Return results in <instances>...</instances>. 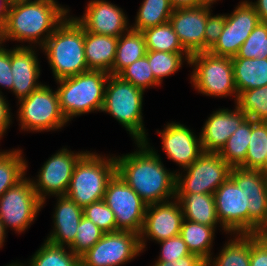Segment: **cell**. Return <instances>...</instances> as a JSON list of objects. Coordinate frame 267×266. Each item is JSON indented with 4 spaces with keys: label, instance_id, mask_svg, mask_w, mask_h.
<instances>
[{
    "label": "cell",
    "instance_id": "1f68e13d",
    "mask_svg": "<svg viewBox=\"0 0 267 266\" xmlns=\"http://www.w3.org/2000/svg\"><path fill=\"white\" fill-rule=\"evenodd\" d=\"M21 149L0 150V197L25 176L28 163Z\"/></svg>",
    "mask_w": 267,
    "mask_h": 266
},
{
    "label": "cell",
    "instance_id": "74e56055",
    "mask_svg": "<svg viewBox=\"0 0 267 266\" xmlns=\"http://www.w3.org/2000/svg\"><path fill=\"white\" fill-rule=\"evenodd\" d=\"M117 76L144 91L161 85L155 79L146 55L124 68Z\"/></svg>",
    "mask_w": 267,
    "mask_h": 266
},
{
    "label": "cell",
    "instance_id": "8992f818",
    "mask_svg": "<svg viewBox=\"0 0 267 266\" xmlns=\"http://www.w3.org/2000/svg\"><path fill=\"white\" fill-rule=\"evenodd\" d=\"M144 92L117 75H109L105 86L101 112L114 117L129 132L134 142L149 139L142 113Z\"/></svg>",
    "mask_w": 267,
    "mask_h": 266
},
{
    "label": "cell",
    "instance_id": "f35d334b",
    "mask_svg": "<svg viewBox=\"0 0 267 266\" xmlns=\"http://www.w3.org/2000/svg\"><path fill=\"white\" fill-rule=\"evenodd\" d=\"M232 58H267V23L259 22Z\"/></svg>",
    "mask_w": 267,
    "mask_h": 266
},
{
    "label": "cell",
    "instance_id": "d6a6232c",
    "mask_svg": "<svg viewBox=\"0 0 267 266\" xmlns=\"http://www.w3.org/2000/svg\"><path fill=\"white\" fill-rule=\"evenodd\" d=\"M173 12L169 0H143L131 25V30L143 31L169 22Z\"/></svg>",
    "mask_w": 267,
    "mask_h": 266
},
{
    "label": "cell",
    "instance_id": "9a60e30c",
    "mask_svg": "<svg viewBox=\"0 0 267 266\" xmlns=\"http://www.w3.org/2000/svg\"><path fill=\"white\" fill-rule=\"evenodd\" d=\"M259 22L258 14L249 1H240L231 14H226L224 29L208 52L215 56L235 57Z\"/></svg>",
    "mask_w": 267,
    "mask_h": 266
},
{
    "label": "cell",
    "instance_id": "ffe728a7",
    "mask_svg": "<svg viewBox=\"0 0 267 266\" xmlns=\"http://www.w3.org/2000/svg\"><path fill=\"white\" fill-rule=\"evenodd\" d=\"M208 17V5L173 9L169 19L182 46L191 56L204 52V34Z\"/></svg>",
    "mask_w": 267,
    "mask_h": 266
},
{
    "label": "cell",
    "instance_id": "6da1fadb",
    "mask_svg": "<svg viewBox=\"0 0 267 266\" xmlns=\"http://www.w3.org/2000/svg\"><path fill=\"white\" fill-rule=\"evenodd\" d=\"M134 143L136 151L115 155L116 173L147 205L175 199L176 170L169 171L164 166L148 139Z\"/></svg>",
    "mask_w": 267,
    "mask_h": 266
},
{
    "label": "cell",
    "instance_id": "277c9868",
    "mask_svg": "<svg viewBox=\"0 0 267 266\" xmlns=\"http://www.w3.org/2000/svg\"><path fill=\"white\" fill-rule=\"evenodd\" d=\"M109 75L103 71L89 70L56 80L60 108L68 122L73 117L102 111Z\"/></svg>",
    "mask_w": 267,
    "mask_h": 266
},
{
    "label": "cell",
    "instance_id": "9c48e42d",
    "mask_svg": "<svg viewBox=\"0 0 267 266\" xmlns=\"http://www.w3.org/2000/svg\"><path fill=\"white\" fill-rule=\"evenodd\" d=\"M29 177H24L0 197V221L5 229L24 233L36 220L42 209Z\"/></svg>",
    "mask_w": 267,
    "mask_h": 266
},
{
    "label": "cell",
    "instance_id": "44dd1931",
    "mask_svg": "<svg viewBox=\"0 0 267 266\" xmlns=\"http://www.w3.org/2000/svg\"><path fill=\"white\" fill-rule=\"evenodd\" d=\"M235 109L219 108L205 121L199 133L205 153H219L227 139L240 127L248 116L235 104Z\"/></svg>",
    "mask_w": 267,
    "mask_h": 266
},
{
    "label": "cell",
    "instance_id": "30bf717a",
    "mask_svg": "<svg viewBox=\"0 0 267 266\" xmlns=\"http://www.w3.org/2000/svg\"><path fill=\"white\" fill-rule=\"evenodd\" d=\"M230 170L231 167L218 153L203 152L181 173L176 171V193L214 195L216 189L229 177Z\"/></svg>",
    "mask_w": 267,
    "mask_h": 266
},
{
    "label": "cell",
    "instance_id": "603a6c76",
    "mask_svg": "<svg viewBox=\"0 0 267 266\" xmlns=\"http://www.w3.org/2000/svg\"><path fill=\"white\" fill-rule=\"evenodd\" d=\"M56 206L53 212V230L45 240L69 247L75 240L77 228L83 217V208L67 196H56Z\"/></svg>",
    "mask_w": 267,
    "mask_h": 266
},
{
    "label": "cell",
    "instance_id": "b9f144b4",
    "mask_svg": "<svg viewBox=\"0 0 267 266\" xmlns=\"http://www.w3.org/2000/svg\"><path fill=\"white\" fill-rule=\"evenodd\" d=\"M213 6L208 5V17L204 34V52H208L219 39L226 21V14H216L213 16ZM211 9V10H210Z\"/></svg>",
    "mask_w": 267,
    "mask_h": 266
},
{
    "label": "cell",
    "instance_id": "f6af8a7d",
    "mask_svg": "<svg viewBox=\"0 0 267 266\" xmlns=\"http://www.w3.org/2000/svg\"><path fill=\"white\" fill-rule=\"evenodd\" d=\"M0 87L12 92L13 75L11 72V49L0 48ZM2 89L0 88V93Z\"/></svg>",
    "mask_w": 267,
    "mask_h": 266
},
{
    "label": "cell",
    "instance_id": "2e32d148",
    "mask_svg": "<svg viewBox=\"0 0 267 266\" xmlns=\"http://www.w3.org/2000/svg\"><path fill=\"white\" fill-rule=\"evenodd\" d=\"M184 215L176 199L150 204L146 207L144 224L139 235L142 252L147 248V240L160 242L180 235Z\"/></svg>",
    "mask_w": 267,
    "mask_h": 266
},
{
    "label": "cell",
    "instance_id": "7a4b0ae2",
    "mask_svg": "<svg viewBox=\"0 0 267 266\" xmlns=\"http://www.w3.org/2000/svg\"><path fill=\"white\" fill-rule=\"evenodd\" d=\"M70 9L56 0H19L11 2L2 27L3 41L29 42L40 48L70 14Z\"/></svg>",
    "mask_w": 267,
    "mask_h": 266
},
{
    "label": "cell",
    "instance_id": "4dcf8cb0",
    "mask_svg": "<svg viewBox=\"0 0 267 266\" xmlns=\"http://www.w3.org/2000/svg\"><path fill=\"white\" fill-rule=\"evenodd\" d=\"M252 134V119H247L227 139L226 144L218 153L220 157L231 167L245 168V159Z\"/></svg>",
    "mask_w": 267,
    "mask_h": 266
},
{
    "label": "cell",
    "instance_id": "83f0119b",
    "mask_svg": "<svg viewBox=\"0 0 267 266\" xmlns=\"http://www.w3.org/2000/svg\"><path fill=\"white\" fill-rule=\"evenodd\" d=\"M230 239L216 256L210 257L206 266H249L250 234H229ZM232 236V237H231Z\"/></svg>",
    "mask_w": 267,
    "mask_h": 266
},
{
    "label": "cell",
    "instance_id": "c3c4849f",
    "mask_svg": "<svg viewBox=\"0 0 267 266\" xmlns=\"http://www.w3.org/2000/svg\"><path fill=\"white\" fill-rule=\"evenodd\" d=\"M248 1L256 10L260 21L267 23V0Z\"/></svg>",
    "mask_w": 267,
    "mask_h": 266
},
{
    "label": "cell",
    "instance_id": "4316f807",
    "mask_svg": "<svg viewBox=\"0 0 267 266\" xmlns=\"http://www.w3.org/2000/svg\"><path fill=\"white\" fill-rule=\"evenodd\" d=\"M217 226H207L184 219L180 236L190 253L200 256L206 262L212 257L213 241Z\"/></svg>",
    "mask_w": 267,
    "mask_h": 266
},
{
    "label": "cell",
    "instance_id": "7c38bea8",
    "mask_svg": "<svg viewBox=\"0 0 267 266\" xmlns=\"http://www.w3.org/2000/svg\"><path fill=\"white\" fill-rule=\"evenodd\" d=\"M74 152L65 147L59 149L44 162L36 180L30 178L37 197L42 201V207L47 202V196H65L75 165L87 150Z\"/></svg>",
    "mask_w": 267,
    "mask_h": 266
},
{
    "label": "cell",
    "instance_id": "ba28073f",
    "mask_svg": "<svg viewBox=\"0 0 267 266\" xmlns=\"http://www.w3.org/2000/svg\"><path fill=\"white\" fill-rule=\"evenodd\" d=\"M17 103V118L22 131H57L69 123L61 111L57 90H52L49 85L42 84Z\"/></svg>",
    "mask_w": 267,
    "mask_h": 266
},
{
    "label": "cell",
    "instance_id": "3957f363",
    "mask_svg": "<svg viewBox=\"0 0 267 266\" xmlns=\"http://www.w3.org/2000/svg\"><path fill=\"white\" fill-rule=\"evenodd\" d=\"M56 80L89 71L84 53V28L70 14L40 48Z\"/></svg>",
    "mask_w": 267,
    "mask_h": 266
},
{
    "label": "cell",
    "instance_id": "ac0fdd59",
    "mask_svg": "<svg viewBox=\"0 0 267 266\" xmlns=\"http://www.w3.org/2000/svg\"><path fill=\"white\" fill-rule=\"evenodd\" d=\"M83 15L74 19L88 32L119 37L131 29L122 8L106 0H91Z\"/></svg>",
    "mask_w": 267,
    "mask_h": 266
},
{
    "label": "cell",
    "instance_id": "52a82bcc",
    "mask_svg": "<svg viewBox=\"0 0 267 266\" xmlns=\"http://www.w3.org/2000/svg\"><path fill=\"white\" fill-rule=\"evenodd\" d=\"M189 66L193 69L190 83L198 93L214 98L234 96L236 104L238 93L230 57L200 52L190 56Z\"/></svg>",
    "mask_w": 267,
    "mask_h": 266
},
{
    "label": "cell",
    "instance_id": "5bb4252c",
    "mask_svg": "<svg viewBox=\"0 0 267 266\" xmlns=\"http://www.w3.org/2000/svg\"><path fill=\"white\" fill-rule=\"evenodd\" d=\"M229 177L246 193L248 206V234L267 232V172L231 168Z\"/></svg>",
    "mask_w": 267,
    "mask_h": 266
},
{
    "label": "cell",
    "instance_id": "f546056e",
    "mask_svg": "<svg viewBox=\"0 0 267 266\" xmlns=\"http://www.w3.org/2000/svg\"><path fill=\"white\" fill-rule=\"evenodd\" d=\"M17 263L19 266H81V259L68 247L58 246L44 240L27 263Z\"/></svg>",
    "mask_w": 267,
    "mask_h": 266
},
{
    "label": "cell",
    "instance_id": "cb8c5ba5",
    "mask_svg": "<svg viewBox=\"0 0 267 266\" xmlns=\"http://www.w3.org/2000/svg\"><path fill=\"white\" fill-rule=\"evenodd\" d=\"M118 37L90 33L84 29V53L89 70L112 75Z\"/></svg>",
    "mask_w": 267,
    "mask_h": 266
},
{
    "label": "cell",
    "instance_id": "f1b7e54d",
    "mask_svg": "<svg viewBox=\"0 0 267 266\" xmlns=\"http://www.w3.org/2000/svg\"><path fill=\"white\" fill-rule=\"evenodd\" d=\"M147 53L144 36L141 32L129 30L118 37L112 75H118L124 68Z\"/></svg>",
    "mask_w": 267,
    "mask_h": 266
},
{
    "label": "cell",
    "instance_id": "5b68a950",
    "mask_svg": "<svg viewBox=\"0 0 267 266\" xmlns=\"http://www.w3.org/2000/svg\"><path fill=\"white\" fill-rule=\"evenodd\" d=\"M115 174V156L87 151L75 165L65 196L82 208L103 200L108 182Z\"/></svg>",
    "mask_w": 267,
    "mask_h": 266
},
{
    "label": "cell",
    "instance_id": "7dc6e473",
    "mask_svg": "<svg viewBox=\"0 0 267 266\" xmlns=\"http://www.w3.org/2000/svg\"><path fill=\"white\" fill-rule=\"evenodd\" d=\"M9 103L3 93H0V138L2 139L7 129L12 124V113Z\"/></svg>",
    "mask_w": 267,
    "mask_h": 266
},
{
    "label": "cell",
    "instance_id": "d6986e66",
    "mask_svg": "<svg viewBox=\"0 0 267 266\" xmlns=\"http://www.w3.org/2000/svg\"><path fill=\"white\" fill-rule=\"evenodd\" d=\"M156 131L161 136L162 150L181 170L189 167L203 153L200 136L184 124L172 121L163 130Z\"/></svg>",
    "mask_w": 267,
    "mask_h": 266
},
{
    "label": "cell",
    "instance_id": "f907efd6",
    "mask_svg": "<svg viewBox=\"0 0 267 266\" xmlns=\"http://www.w3.org/2000/svg\"><path fill=\"white\" fill-rule=\"evenodd\" d=\"M10 4V0H0V27H3L6 23Z\"/></svg>",
    "mask_w": 267,
    "mask_h": 266
},
{
    "label": "cell",
    "instance_id": "816d5d0a",
    "mask_svg": "<svg viewBox=\"0 0 267 266\" xmlns=\"http://www.w3.org/2000/svg\"><path fill=\"white\" fill-rule=\"evenodd\" d=\"M6 233L7 231H5L2 222L0 221V248H2L5 243Z\"/></svg>",
    "mask_w": 267,
    "mask_h": 266
},
{
    "label": "cell",
    "instance_id": "db71d44e",
    "mask_svg": "<svg viewBox=\"0 0 267 266\" xmlns=\"http://www.w3.org/2000/svg\"><path fill=\"white\" fill-rule=\"evenodd\" d=\"M4 45L3 41V32H2V27H0V48H2Z\"/></svg>",
    "mask_w": 267,
    "mask_h": 266
},
{
    "label": "cell",
    "instance_id": "8fae6325",
    "mask_svg": "<svg viewBox=\"0 0 267 266\" xmlns=\"http://www.w3.org/2000/svg\"><path fill=\"white\" fill-rule=\"evenodd\" d=\"M103 200L115 215L116 231L140 235L147 204L117 173L108 182Z\"/></svg>",
    "mask_w": 267,
    "mask_h": 266
},
{
    "label": "cell",
    "instance_id": "8d00e7d4",
    "mask_svg": "<svg viewBox=\"0 0 267 266\" xmlns=\"http://www.w3.org/2000/svg\"><path fill=\"white\" fill-rule=\"evenodd\" d=\"M236 105L248 119L267 122V85L241 92Z\"/></svg>",
    "mask_w": 267,
    "mask_h": 266
},
{
    "label": "cell",
    "instance_id": "d4e9b609",
    "mask_svg": "<svg viewBox=\"0 0 267 266\" xmlns=\"http://www.w3.org/2000/svg\"><path fill=\"white\" fill-rule=\"evenodd\" d=\"M182 209L184 219L204 224L217 226L229 234L218 221L215 198L212 194L202 193H176L175 198Z\"/></svg>",
    "mask_w": 267,
    "mask_h": 266
},
{
    "label": "cell",
    "instance_id": "60d3db41",
    "mask_svg": "<svg viewBox=\"0 0 267 266\" xmlns=\"http://www.w3.org/2000/svg\"><path fill=\"white\" fill-rule=\"evenodd\" d=\"M83 216L91 220L104 233L116 231L115 215L104 200L85 206L83 208Z\"/></svg>",
    "mask_w": 267,
    "mask_h": 266
},
{
    "label": "cell",
    "instance_id": "ee69618b",
    "mask_svg": "<svg viewBox=\"0 0 267 266\" xmlns=\"http://www.w3.org/2000/svg\"><path fill=\"white\" fill-rule=\"evenodd\" d=\"M249 266H267V235L250 234Z\"/></svg>",
    "mask_w": 267,
    "mask_h": 266
},
{
    "label": "cell",
    "instance_id": "d590c367",
    "mask_svg": "<svg viewBox=\"0 0 267 266\" xmlns=\"http://www.w3.org/2000/svg\"><path fill=\"white\" fill-rule=\"evenodd\" d=\"M146 56L155 79L162 84L163 79L180 70L183 63L190 61L188 53H168L163 51H147Z\"/></svg>",
    "mask_w": 267,
    "mask_h": 266
},
{
    "label": "cell",
    "instance_id": "7bdbcfd3",
    "mask_svg": "<svg viewBox=\"0 0 267 266\" xmlns=\"http://www.w3.org/2000/svg\"><path fill=\"white\" fill-rule=\"evenodd\" d=\"M161 252L156 261L173 262L177 258L191 254L180 235L157 242Z\"/></svg>",
    "mask_w": 267,
    "mask_h": 266
},
{
    "label": "cell",
    "instance_id": "e575fe53",
    "mask_svg": "<svg viewBox=\"0 0 267 266\" xmlns=\"http://www.w3.org/2000/svg\"><path fill=\"white\" fill-rule=\"evenodd\" d=\"M245 159V169L266 172L267 122L252 119V134Z\"/></svg>",
    "mask_w": 267,
    "mask_h": 266
},
{
    "label": "cell",
    "instance_id": "836d02e7",
    "mask_svg": "<svg viewBox=\"0 0 267 266\" xmlns=\"http://www.w3.org/2000/svg\"><path fill=\"white\" fill-rule=\"evenodd\" d=\"M141 33L144 36L147 51L187 53L170 22L147 28Z\"/></svg>",
    "mask_w": 267,
    "mask_h": 266
},
{
    "label": "cell",
    "instance_id": "f5cc1de1",
    "mask_svg": "<svg viewBox=\"0 0 267 266\" xmlns=\"http://www.w3.org/2000/svg\"><path fill=\"white\" fill-rule=\"evenodd\" d=\"M217 1H219V0H201V3L203 5L213 6V4L217 3Z\"/></svg>",
    "mask_w": 267,
    "mask_h": 266
},
{
    "label": "cell",
    "instance_id": "bcb514c9",
    "mask_svg": "<svg viewBox=\"0 0 267 266\" xmlns=\"http://www.w3.org/2000/svg\"><path fill=\"white\" fill-rule=\"evenodd\" d=\"M152 266H206V261L196 254H189L173 262L155 261Z\"/></svg>",
    "mask_w": 267,
    "mask_h": 266
},
{
    "label": "cell",
    "instance_id": "4fadbf2b",
    "mask_svg": "<svg viewBox=\"0 0 267 266\" xmlns=\"http://www.w3.org/2000/svg\"><path fill=\"white\" fill-rule=\"evenodd\" d=\"M142 253L139 234L130 231L104 233L80 257L81 266H122Z\"/></svg>",
    "mask_w": 267,
    "mask_h": 266
},
{
    "label": "cell",
    "instance_id": "484cf974",
    "mask_svg": "<svg viewBox=\"0 0 267 266\" xmlns=\"http://www.w3.org/2000/svg\"><path fill=\"white\" fill-rule=\"evenodd\" d=\"M238 95L267 85V58H231Z\"/></svg>",
    "mask_w": 267,
    "mask_h": 266
},
{
    "label": "cell",
    "instance_id": "681fc988",
    "mask_svg": "<svg viewBox=\"0 0 267 266\" xmlns=\"http://www.w3.org/2000/svg\"><path fill=\"white\" fill-rule=\"evenodd\" d=\"M173 9L193 8L202 6L201 0H169Z\"/></svg>",
    "mask_w": 267,
    "mask_h": 266
},
{
    "label": "cell",
    "instance_id": "ab89813d",
    "mask_svg": "<svg viewBox=\"0 0 267 266\" xmlns=\"http://www.w3.org/2000/svg\"><path fill=\"white\" fill-rule=\"evenodd\" d=\"M103 234L97 225L83 216L77 228L76 238L68 248L81 257L101 239Z\"/></svg>",
    "mask_w": 267,
    "mask_h": 266
},
{
    "label": "cell",
    "instance_id": "e0dca14e",
    "mask_svg": "<svg viewBox=\"0 0 267 266\" xmlns=\"http://www.w3.org/2000/svg\"><path fill=\"white\" fill-rule=\"evenodd\" d=\"M221 226L230 234H248L246 193L228 177L214 192Z\"/></svg>",
    "mask_w": 267,
    "mask_h": 266
},
{
    "label": "cell",
    "instance_id": "7402d4cb",
    "mask_svg": "<svg viewBox=\"0 0 267 266\" xmlns=\"http://www.w3.org/2000/svg\"><path fill=\"white\" fill-rule=\"evenodd\" d=\"M37 47L16 45L11 48V72L13 75L12 93L18 99L27 97L32 91L39 88L41 75Z\"/></svg>",
    "mask_w": 267,
    "mask_h": 266
}]
</instances>
